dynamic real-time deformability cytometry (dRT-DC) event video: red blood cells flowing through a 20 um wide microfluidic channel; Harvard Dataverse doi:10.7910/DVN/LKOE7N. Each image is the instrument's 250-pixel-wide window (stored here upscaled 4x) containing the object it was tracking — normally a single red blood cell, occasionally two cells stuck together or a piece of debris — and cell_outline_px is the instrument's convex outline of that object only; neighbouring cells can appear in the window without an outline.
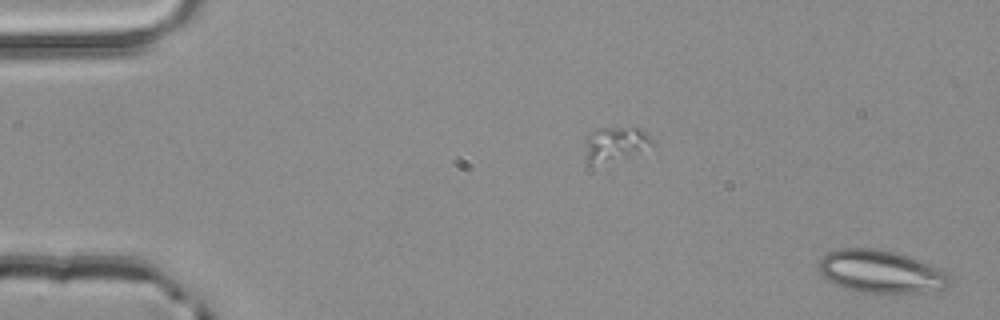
{"species": "common noctule bat (a hibernating species)", "species_latin": "Nyctalus noctula", "temperature_condition": "room temperature", "stored_images_in_passage": 3, "segment_of_instrument_passage": [2, 2], "camera_frame_rate_fps": 3000, "um_per_image_px": 0.085, "animal": {"sex": "male", "body_mass_g": 20.4}, "frame": {"image": 1, "passage_image": 3, "time_ms": 0.667, "image_size_px": [1000, 320], "cell_outline_px": [[952, 280], [936, 296], [896, 296], [864, 292], [848, 288], [836, 284], [828, 280], [820, 272], [820, 260], [828, 252], [836, 248], [872, 248], [892, 252], [908, 256], [932, 264], [948, 272], [952, 276]], "centroid_in_image_um": [75.07, 23.17], "position_along_channel_um": 9.9, "area_um2": 34.16}}